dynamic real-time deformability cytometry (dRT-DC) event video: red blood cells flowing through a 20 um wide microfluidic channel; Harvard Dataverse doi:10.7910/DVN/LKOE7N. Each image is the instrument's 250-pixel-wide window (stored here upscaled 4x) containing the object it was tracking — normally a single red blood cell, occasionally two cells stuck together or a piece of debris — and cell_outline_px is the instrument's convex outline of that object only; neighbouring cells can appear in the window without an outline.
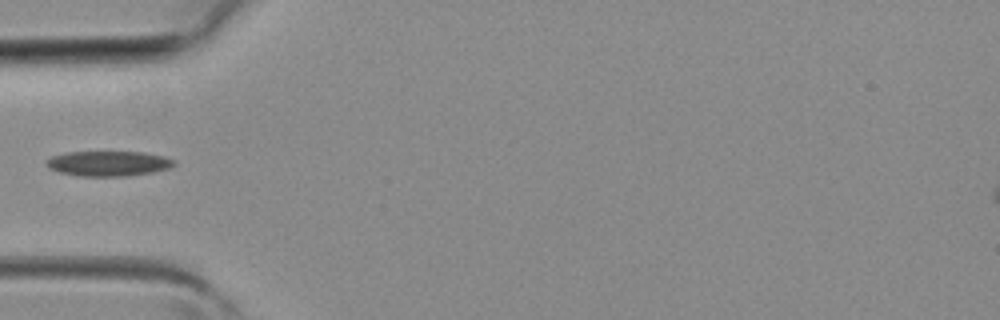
{"species": "common noctule bat (a hibernating species)", "species_latin": "Nyctalus noctula", "temperature_condition": "room temperature", "stored_images_in_passage": 1, "camera_frame_rate_fps": 3000, "um_per_image_px": 0.085, "animal": {"sex": "female", "body_mass_g": 19.3, "forearm_length_mm": 54.1}, "frame": {"image": 1, "passage_image": 1, "time_ms": 0.0, "image_size_px": [1000, 320], "cell_outline_px": [[176, 164], [168, 168], [152, 172], [124, 176], [80, 176], [60, 172], [48, 168], [44, 164], [44, 160], [52, 156], [64, 152], [144, 152], [164, 156], [176, 160]], "centroid_in_image_um": [9.18, 13.89], "position_along_channel_um": 75.8, "area_um2": 18.79}}